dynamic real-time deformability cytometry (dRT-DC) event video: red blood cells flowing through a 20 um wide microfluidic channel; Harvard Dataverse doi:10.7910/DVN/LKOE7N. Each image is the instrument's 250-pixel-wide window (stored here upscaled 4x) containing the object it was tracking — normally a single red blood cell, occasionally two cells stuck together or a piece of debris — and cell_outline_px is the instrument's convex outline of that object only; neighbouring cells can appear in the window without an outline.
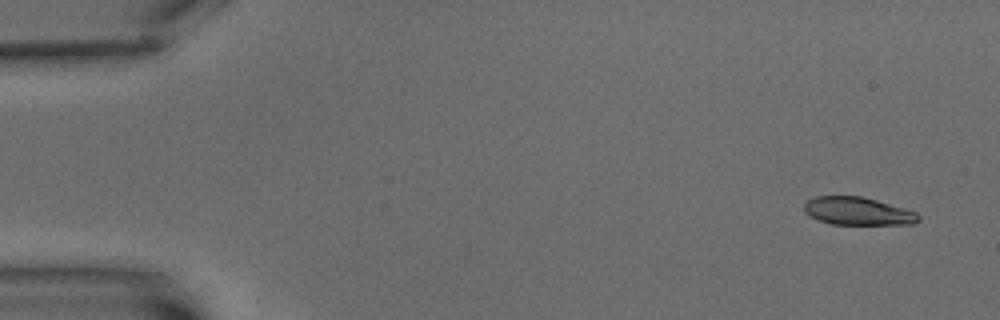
{"species": "common noctule bat (a hibernating species)", "species_latin": "Nyctalus noctula", "temperature_condition": "warm", "stored_images_in_passage": 9, "camera_frame_rate_fps": 3000, "um_per_image_px": 0.085, "animal": {"sex": "male", "body_mass_g": 15.6}, "frame": {"image": 1, "passage_image": 1, "time_ms": 0.0, "image_size_px": [1000, 320], "cell_outline_px": [[920, 220], [912, 224], [832, 224], [816, 220], [808, 216], [804, 212], [804, 204], [808, 200], [816, 196], [860, 196], [876, 200], [916, 212], [920, 216]], "centroid_in_image_um": [72.86, 17.95], "position_along_channel_um": 12.1, "area_um2": 18.55}}
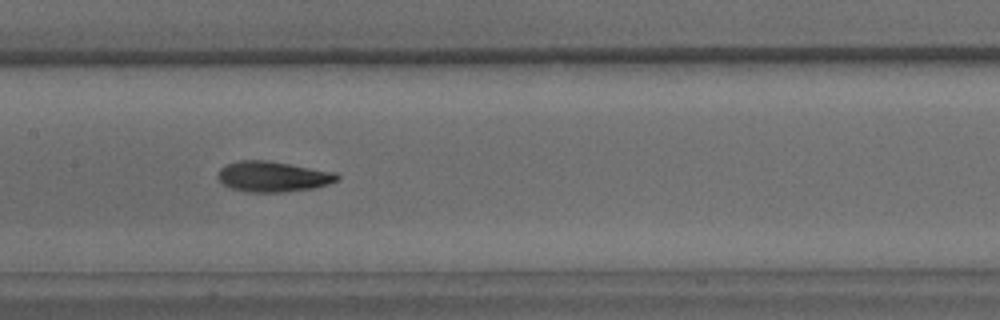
{"frame": {"image": 2, "passage_image": 8, "time_ms": 9.333, "image_size_px": [1000, 320], "cell_outline_px": [[340, 180], [328, 184], [312, 188], [280, 192], [248, 192], [232, 188], [224, 184], [216, 176], [220, 168], [228, 164], [240, 160], [268, 160], [336, 172], [340, 176]], "centroid_in_image_um": [23.22, 15.0], "position_along_channel_um": 184.2, "area_um2": 21.15}}
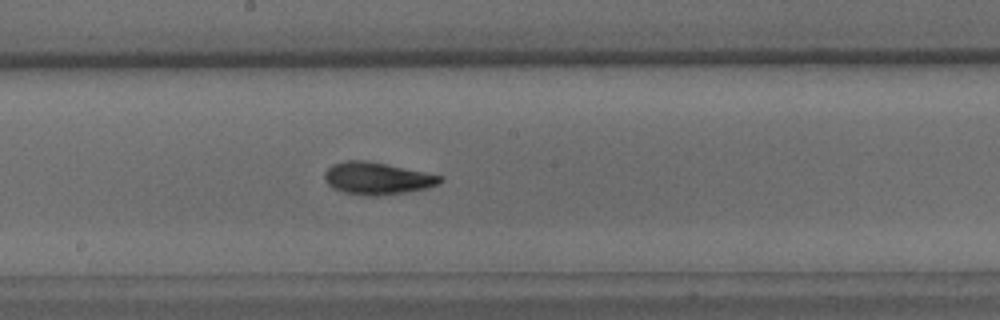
{"frame": {"image": 3, "passage_image": 9, "time_ms": 10.333, "image_size_px": [1000, 320], "cell_outline_px": [[444, 180], [428, 188], [404, 192], [376, 196], [368, 196], [344, 192], [332, 188], [324, 180], [324, 172], [332, 164], [348, 160], [364, 160], [444, 176]], "centroid_in_image_um": [32.03, 15.16], "position_along_channel_um": 216.2, "area_um2": 21.5}}